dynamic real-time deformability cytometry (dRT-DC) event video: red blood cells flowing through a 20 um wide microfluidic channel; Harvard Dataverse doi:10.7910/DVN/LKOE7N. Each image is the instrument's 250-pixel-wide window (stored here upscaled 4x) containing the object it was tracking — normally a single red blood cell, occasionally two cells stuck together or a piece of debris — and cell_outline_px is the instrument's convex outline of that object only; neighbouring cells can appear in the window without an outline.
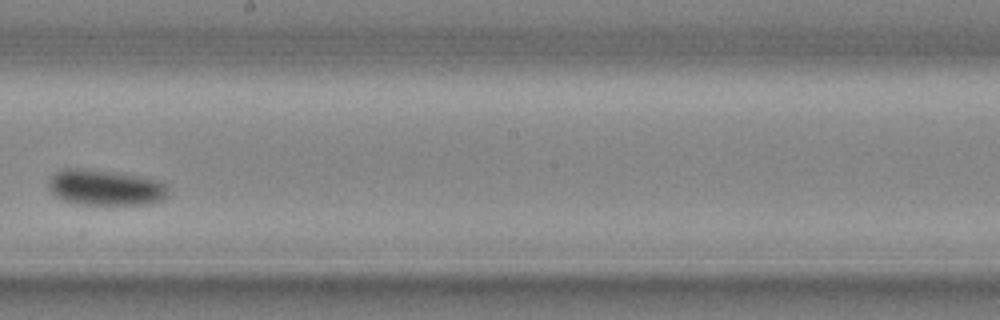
{"species": "common noctule bat (a hibernating species)", "species_latin": "Nyctalus noctula", "temperature_condition": "cold", "stored_images_in_passage": 19, "camera_frame_rate_fps": 3000, "um_per_image_px": 0.085, "animal": {"sex": "male", "body_mass_g": 20.4}, "frame": {"image": 1, "passage_image": 13, "time_ms": 4.0, "image_size_px": [1000, 320], "cell_outline_px": [[168, 196], [164, 200], [152, 204], [76, 204], [60, 200], [48, 188], [52, 176], [56, 172], [64, 168], [80, 168], [136, 176], [160, 180], [168, 188]], "centroid_in_image_um": [8.97, 15.96], "position_along_channel_um": 239.2, "area_um2": 24.8}}
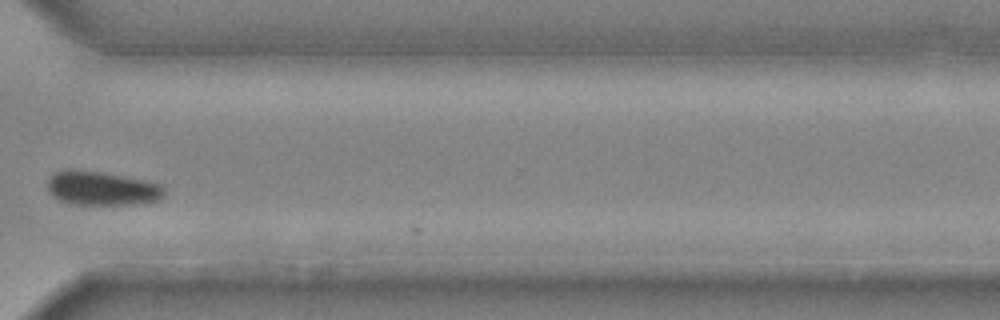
{"frame": {"image": 2, "passage_image": 18, "time_ms": 5.667, "image_size_px": [1000, 320], "cell_outline_px": [[164, 196], [160, 200], [140, 204], [68, 204], [52, 196], [48, 188], [48, 176], [64, 168], [72, 168], [100, 172], [144, 180], [160, 184], [164, 188]], "centroid_in_image_um": [8.63, 16.0], "position_along_channel_um": 362.0, "area_um2": 23.35}}